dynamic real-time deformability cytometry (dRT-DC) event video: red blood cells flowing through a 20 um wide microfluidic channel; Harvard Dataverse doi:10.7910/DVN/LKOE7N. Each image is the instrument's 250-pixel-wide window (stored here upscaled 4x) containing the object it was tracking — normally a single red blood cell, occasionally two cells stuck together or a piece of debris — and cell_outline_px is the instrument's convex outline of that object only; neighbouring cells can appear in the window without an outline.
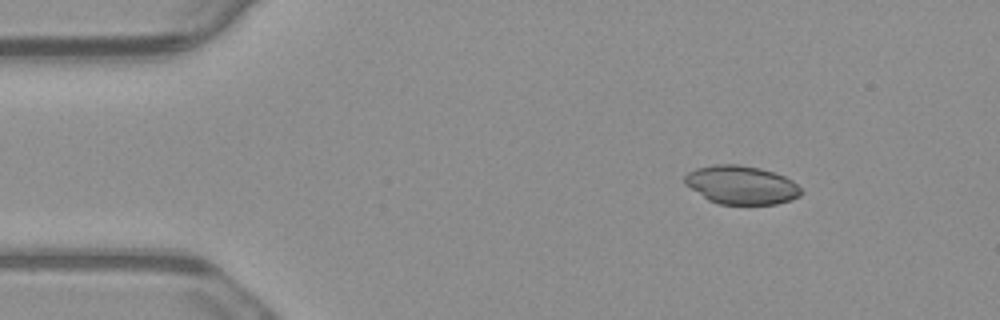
{"species": "common noctule bat (a hibernating species)", "species_latin": "Nyctalus noctula", "temperature_condition": "warm", "stored_images_in_passage": 4, "camera_frame_rate_fps": 3000, "um_per_image_px": 0.085, "animal": {"sex": "male", "body_mass_g": 23.1, "forearm_length_mm": 52.7}, "frame": {"image": 1, "passage_image": 1, "time_ms": 0.0, "image_size_px": [1000, 320], "cell_outline_px": [[804, 192], [800, 196], [792, 200], [776, 204], [720, 204], [708, 200], [684, 184], [684, 176], [688, 172], [696, 168], [712, 164], [740, 164], [760, 168], [784, 176], [792, 180]], "centroid_in_image_um": [63.0, 15.72], "position_along_channel_um": 22.0, "area_um2": 26.3}}
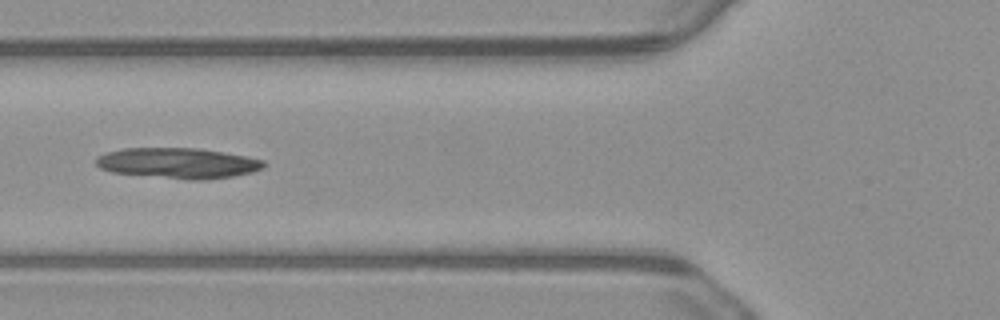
{"frame": {"image": 2, "passage_image": 4, "time_ms": 1.0, "image_size_px": [1000, 320], "cell_outline_px": [[268, 164], [264, 168], [252, 172], [232, 176], [204, 180], [188, 180], [112, 172], [100, 168], [96, 164], [96, 156], [104, 152], [124, 148], [196, 148], [248, 156], [264, 160]], "centroid_in_image_um": [15.14, 13.86], "position_along_channel_um": 110.7, "area_um2": 30.06}}